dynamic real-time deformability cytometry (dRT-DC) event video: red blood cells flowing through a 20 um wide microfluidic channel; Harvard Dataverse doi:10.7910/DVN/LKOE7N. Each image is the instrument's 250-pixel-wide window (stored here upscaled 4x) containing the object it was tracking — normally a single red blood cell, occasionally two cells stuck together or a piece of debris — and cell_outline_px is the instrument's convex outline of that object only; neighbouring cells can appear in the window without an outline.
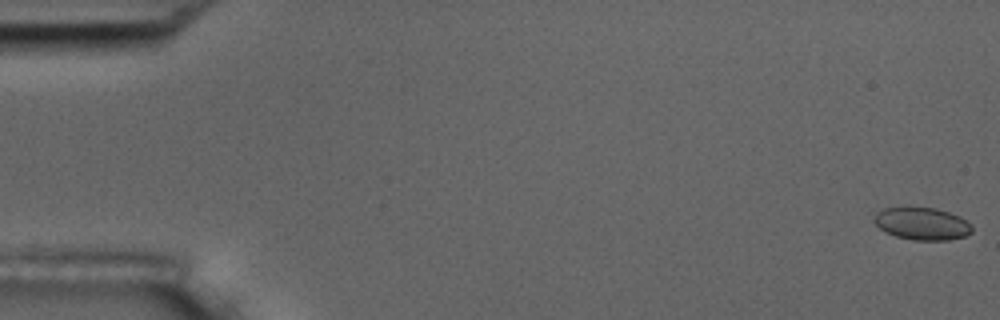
{"species": "common noctule bat (a hibernating species)", "species_latin": "Nyctalus noctula", "temperature_condition": "room temperature", "stored_images_in_passage": 57, "camera_frame_rate_fps": 3000, "um_per_image_px": 0.085, "animal": {"sex": "male", "body_mass_g": 17.5, "forearm_length_mm": 52.3}, "frame": {"image": 1, "passage_image": 1, "time_ms": 0.0, "image_size_px": [1000, 320], "cell_outline_px": [[972, 232], [964, 236], [948, 240], [912, 240], [896, 236], [884, 232], [876, 224], [876, 212], [884, 208], [908, 204], [936, 208], [960, 216], [968, 220], [972, 224]], "centroid_in_image_um": [78.38, 18.97], "position_along_channel_um": 6.6, "area_um2": 19.13}}
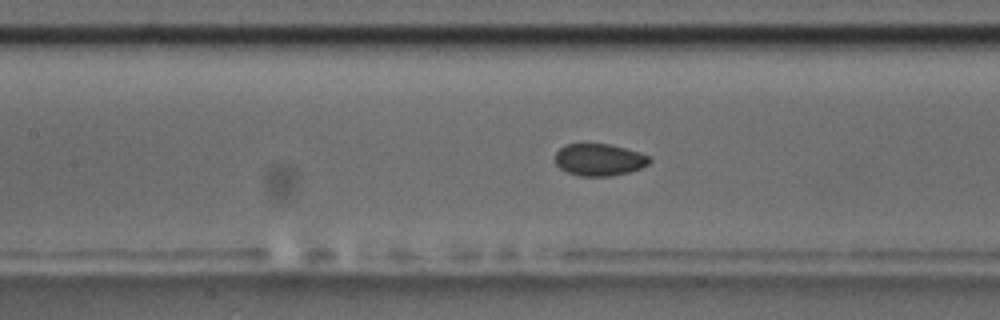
{"frame": {"image": 2, "passage_image": 26, "time_ms": 8.333, "image_size_px": [1000, 320], "cell_outline_px": [[652, 160], [648, 164], [640, 168], [628, 172], [612, 176], [580, 176], [568, 172], [560, 168], [556, 164], [556, 152], [564, 144], [612, 144], [640, 152], [648, 156]], "centroid_in_image_um": [50.94, 13.57], "position_along_channel_um": 156.5, "area_um2": 17.63}}
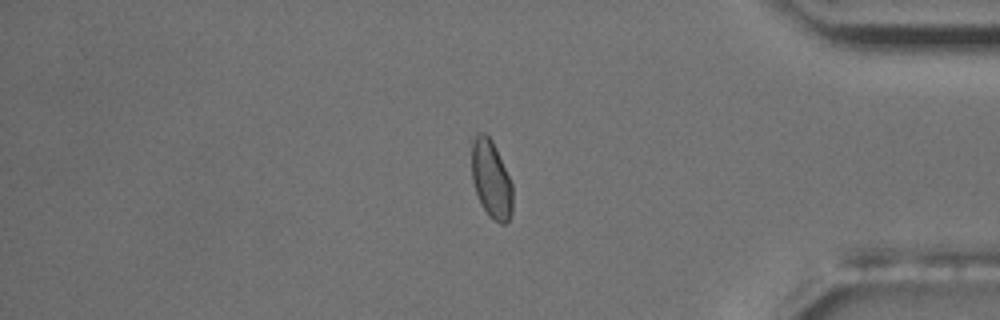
{"frame": {"image": 3, "passage_image": 48, "time_ms": 15.667, "image_size_px": [1000, 320], "cell_outline_px": [[512, 212], [508, 220], [504, 224], [500, 224], [484, 208], [476, 192], [472, 180], [472, 140], [480, 132], [484, 132], [492, 140], [496, 148], [512, 184]], "centroid_in_image_um": [41.75, 15.2], "position_along_channel_um": 393.4, "area_um2": 18.15}, "authors_computed_cell_mechanics": {"area_um2": 18.4382, "velocity_mm_per_s": 3.5864, "shape_relaxation_time_tau1_ms": 4.5336, "shape_relaxation_time_tau2_ms": 2.95, "deformation_change_tau1": 0.0415, "deformation_change_tau2": 0.0507}}